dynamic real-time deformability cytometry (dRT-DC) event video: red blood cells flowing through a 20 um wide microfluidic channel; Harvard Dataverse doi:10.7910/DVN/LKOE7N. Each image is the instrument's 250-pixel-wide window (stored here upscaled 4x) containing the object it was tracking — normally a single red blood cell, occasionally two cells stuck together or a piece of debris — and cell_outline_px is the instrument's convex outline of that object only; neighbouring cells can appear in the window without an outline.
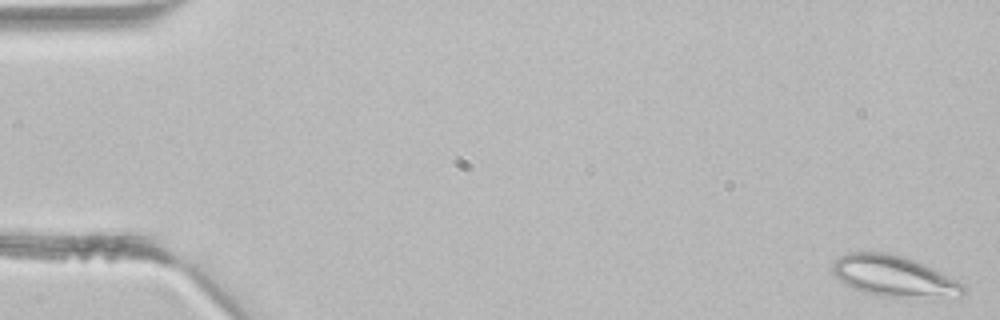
{"species": "common noctule bat (a hibernating species)", "species_latin": "Nyctalus noctula", "temperature_condition": "room temperature", "stored_images_in_passage": 43, "segment_of_instrument_passage": [1, 2], "camera_frame_rate_fps": 3000, "um_per_image_px": 0.085, "animal": {"sex": "male", "body_mass_g": 21.5, "forearm_length_mm": 52.0}, "frame": {"image": 1, "passage_image": 1, "time_ms": 0.0, "image_size_px": [1000, 320], "cell_outline_px": [[964, 292], [960, 296], [932, 300], [880, 296], [844, 284], [832, 272], [832, 264], [840, 256], [848, 252], [884, 252], [900, 256], [924, 264], [964, 284]], "centroid_in_image_um": [76.03, 23.51], "position_along_channel_um": 9.0, "area_um2": 31.39}}
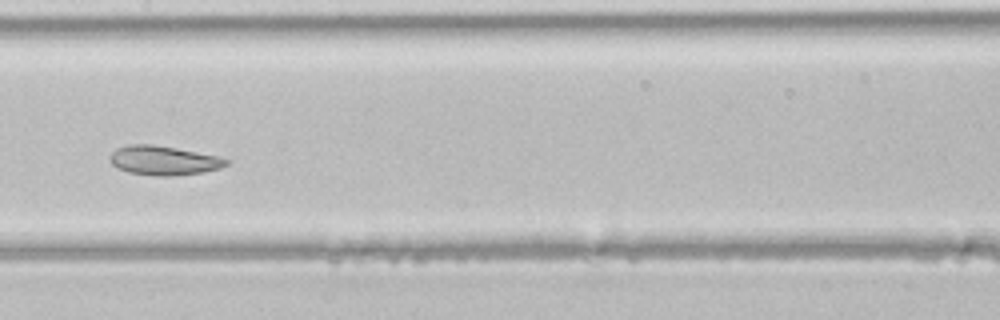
{"frame": {"image": 2, "passage_image": 22, "time_ms": 7.0, "image_size_px": [1000, 320], "cell_outline_px": [[232, 160], [228, 164], [220, 168], [204, 172], [172, 176], [156, 176], [128, 172], [116, 168], [112, 164], [108, 156], [116, 148], [128, 144], [152, 144], [176, 148], [220, 156]], "centroid_in_image_um": [13.92, 13.64], "position_along_channel_um": 193.5, "area_um2": 20.11}}
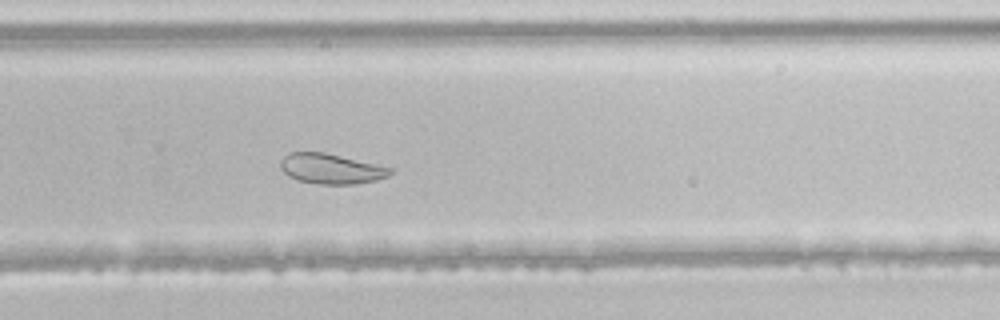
{"frame": {"image": 3, "passage_image": 29, "time_ms": 9.333, "image_size_px": [1000, 320], "cell_outline_px": [[396, 168], [388, 176], [376, 180], [356, 184], [320, 184], [296, 180], [288, 176], [280, 168], [280, 160], [288, 152], [324, 152]], "centroid_in_image_um": [28.15, 14.34], "position_along_channel_um": 301.6, "area_um2": 19.54}}